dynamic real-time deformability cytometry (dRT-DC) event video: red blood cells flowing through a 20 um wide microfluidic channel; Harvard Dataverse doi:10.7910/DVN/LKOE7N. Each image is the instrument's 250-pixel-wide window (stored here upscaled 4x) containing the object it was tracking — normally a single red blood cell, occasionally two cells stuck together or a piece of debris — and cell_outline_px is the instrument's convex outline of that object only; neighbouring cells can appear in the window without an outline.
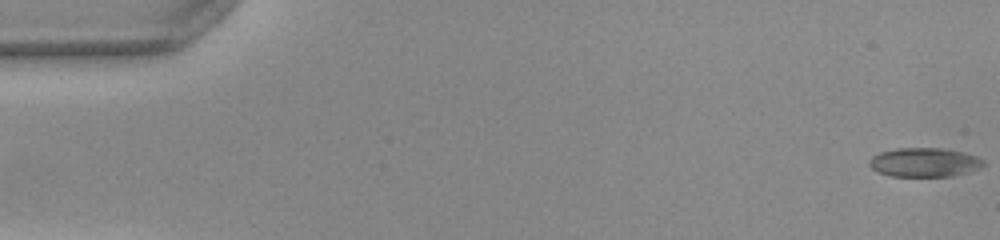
{"species": "common noctule bat (a hibernating species)", "species_latin": "Nyctalus noctula", "temperature_condition": "warm", "stored_images_in_passage": 51, "camera_frame_rate_fps": 3000, "um_per_image_px": 0.085, "animal": {"sex": "female", "body_mass_g": 22.0, "forearm_length_mm": 56.7}, "frame": {"image": 1, "passage_image": 1, "time_ms": 0.0, "image_size_px": [1000, 240], "cell_outline_px": [[984, 164], [980, 168], [968, 172], [952, 176], [888, 176], [876, 172], [868, 164], [868, 160], [872, 156], [880, 152], [896, 148], [940, 148], [964, 152], [976, 156], [984, 160]], "centroid_in_image_um": [78.54, 13.8], "position_along_channel_um": 6.5, "area_um2": 19.48}}
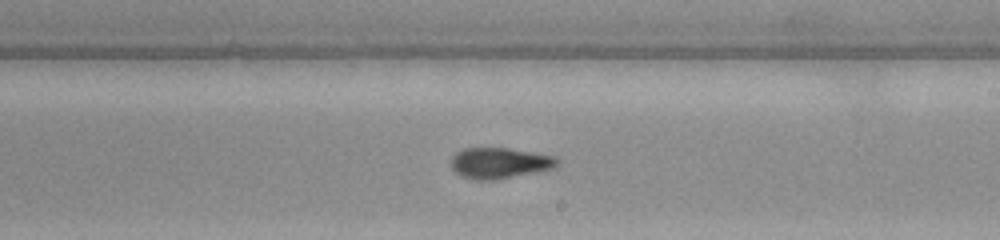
{"frame": {"image": 2, "passage_image": 30, "time_ms": 9.667, "image_size_px": [1000, 240], "cell_outline_px": [[560, 164], [552, 168], [536, 172], [496, 180], [476, 180], [460, 176], [452, 168], [452, 156], [456, 152], [464, 148], [508, 148], [556, 156], [560, 160]], "centroid_in_image_um": [42.48, 13.86], "position_along_channel_um": 246.5, "area_um2": 19.19}}
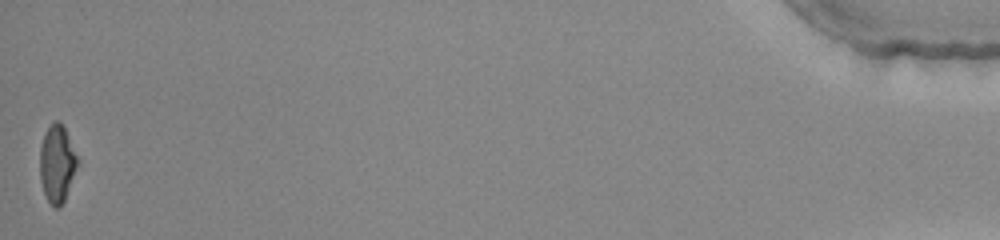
{"frame": {"image": 3, "passage_image": 51, "time_ms": 16.667, "image_size_px": [1000, 240], "cell_outline_px": [[80, 164], [64, 200], [60, 208], [56, 208], [48, 200], [44, 192], [40, 180], [40, 148], [44, 136], [48, 128], [56, 120], [64, 128], [80, 160]], "centroid_in_image_um": [4.88, 13.95], "position_along_channel_um": 430.3, "area_um2": 16.88}, "authors_computed_cell_mechanics": {"area_um2": 19.0162, "velocity_mm_per_s": 4.0376, "shape_relaxation_time_tau1_ms": null, "shape_relaxation_time_tau2_ms": 3.0224, "deformation_change_tau1": null, "deformation_change_tau2": 0.1146}}